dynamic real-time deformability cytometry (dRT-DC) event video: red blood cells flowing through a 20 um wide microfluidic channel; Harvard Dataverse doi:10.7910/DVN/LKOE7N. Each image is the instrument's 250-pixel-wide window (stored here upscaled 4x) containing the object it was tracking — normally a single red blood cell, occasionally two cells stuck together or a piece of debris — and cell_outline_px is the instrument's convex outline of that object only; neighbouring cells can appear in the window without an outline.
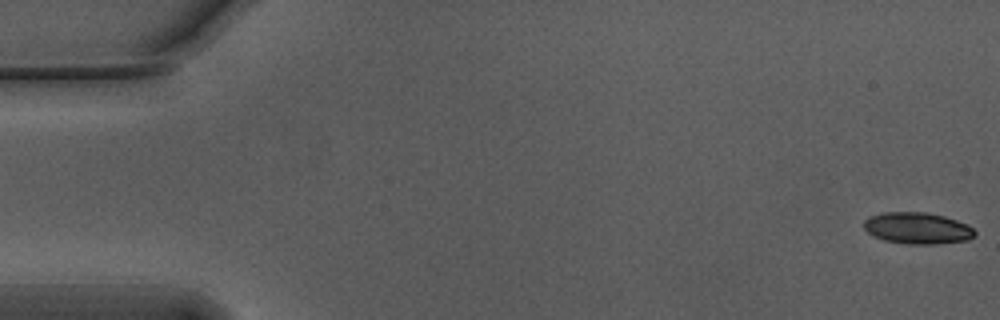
{"species": "Egyptian fruit bat (a non-hibernating species)", "species_latin": "Rousettus aegyptiacus", "temperature_condition": "warm", "stored_images_in_passage": 55, "camera_frame_rate_fps": 3000, "um_per_image_px": 0.085, "animal": {"sex": "male"}, "frame": {"image": 1, "passage_image": 1, "time_ms": 0.0, "image_size_px": [1000, 320], "cell_outline_px": [[976, 236], [968, 240], [936, 244], [908, 244], [884, 240], [868, 232], [864, 228], [864, 220], [868, 216], [880, 212], [928, 212], [944, 216], [968, 224], [976, 232]], "centroid_in_image_um": [77.99, 19.38], "position_along_channel_um": 7.0, "area_um2": 20.52}}
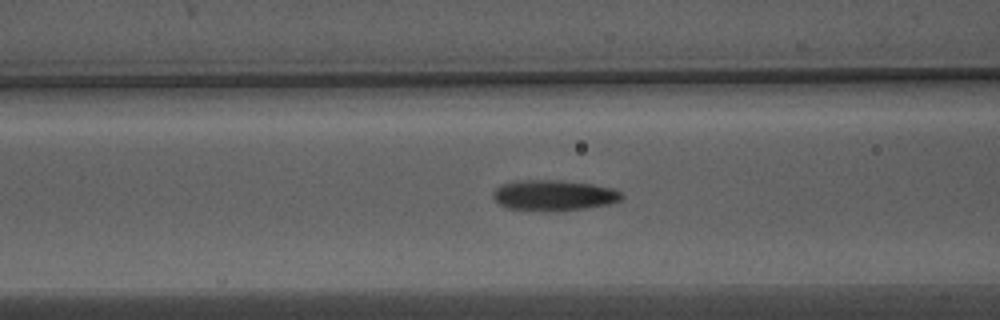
{"frame": {"image": 2, "passage_image": 22, "time_ms": 7.0, "image_size_px": [1000, 320], "cell_outline_px": [[624, 196], [620, 200], [608, 204], [560, 212], [544, 212], [508, 208], [500, 204], [492, 196], [492, 192], [500, 184], [516, 180], [564, 180], [592, 184], [612, 188], [620, 192]], "centroid_in_image_um": [47.04, 16.61], "position_along_channel_um": 119.6, "area_um2": 23.35}}
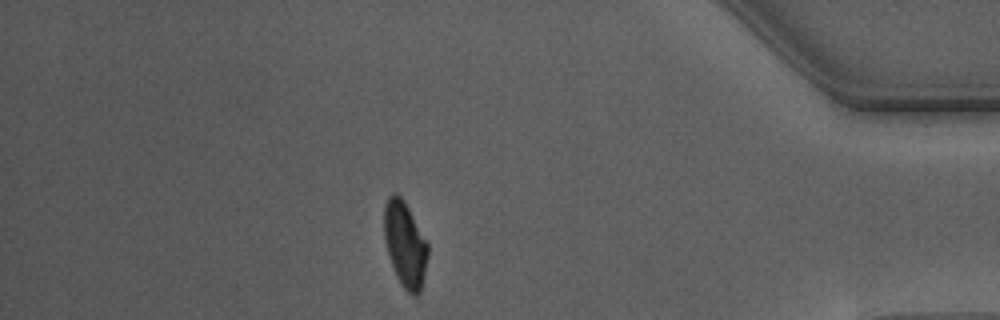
{"frame": {"image": 3, "passage_image": 48, "time_ms": 15.667, "image_size_px": [1000, 320], "cell_outline_px": [[428, 256], [420, 292], [416, 296], [412, 296], [400, 284], [392, 268], [384, 240], [384, 204], [388, 196], [392, 192], [396, 192], [404, 200], [428, 244]], "centroid_in_image_um": [34.4, 20.76], "position_along_channel_um": 400.8, "area_um2": 21.91}, "authors_computed_cell_mechanics": {"area_um2": 21.675, "velocity_mm_per_s": 3.7503, "shape_relaxation_time_tau1_ms": 5.4153, "shape_relaxation_time_tau2_ms": 2.4061, "deformation_change_tau1": 0.1817, "deformation_change_tau2": 0.0864}}